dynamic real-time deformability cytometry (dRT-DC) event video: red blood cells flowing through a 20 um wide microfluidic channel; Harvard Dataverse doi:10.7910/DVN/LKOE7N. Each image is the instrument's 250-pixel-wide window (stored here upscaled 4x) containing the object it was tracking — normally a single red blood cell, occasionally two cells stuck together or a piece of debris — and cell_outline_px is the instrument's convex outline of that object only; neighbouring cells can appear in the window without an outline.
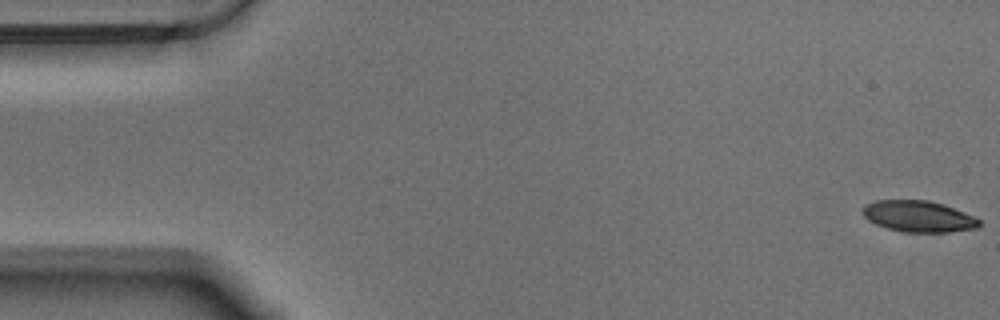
{"species": "Egyptian fruit bat (a non-hibernating species)", "species_latin": "Rousettus aegyptiacus", "temperature_condition": "warm", "stored_images_in_passage": 57, "camera_frame_rate_fps": 3000, "um_per_image_px": 0.085, "animal": {"sex": "male"}, "frame": {"image": 1, "passage_image": 1, "time_ms": 0.0, "image_size_px": [1000, 320], "cell_outline_px": [[980, 224], [976, 228], [948, 232], [904, 232], [888, 228], [876, 224], [868, 220], [864, 216], [864, 208], [868, 204], [876, 200], [928, 200], [944, 204], [964, 212], [980, 220]], "centroid_in_image_um": [78.09, 18.39], "position_along_channel_um": 6.9, "area_um2": 20.98}}
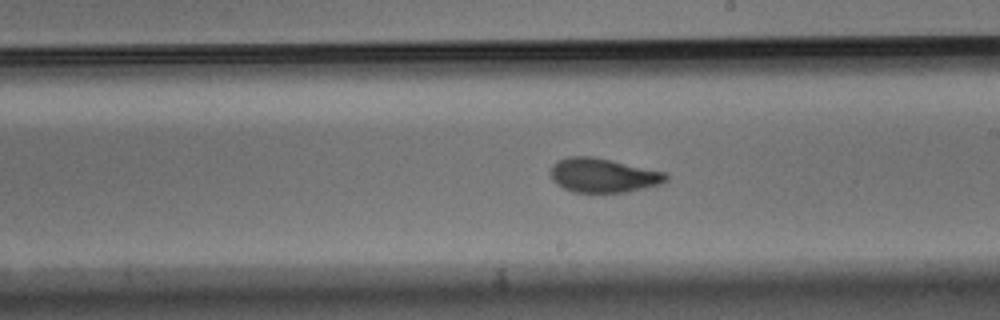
{"frame": {"image": 2, "passage_image": 32, "time_ms": 10.333, "image_size_px": [1000, 320], "cell_outline_px": [[668, 180], [660, 184], [644, 188], [624, 192], [572, 192], [556, 184], [552, 180], [552, 164], [556, 160], [568, 156], [592, 156], [664, 172], [668, 176]], "centroid_in_image_um": [51.23, 14.9], "position_along_channel_um": 237.8, "area_um2": 22.83}}
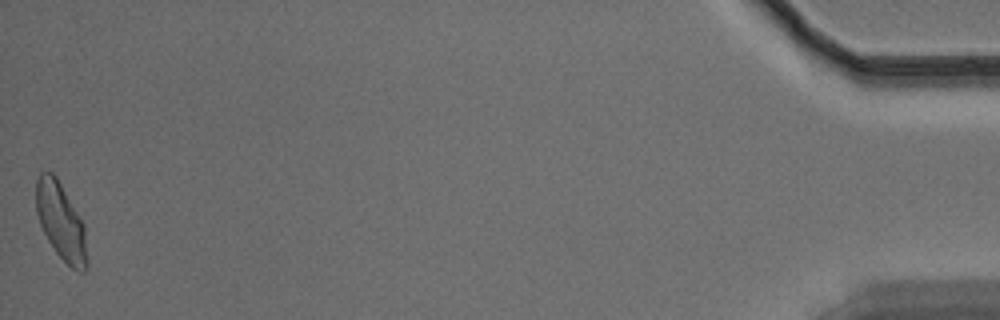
{"frame": {"image": 3, "passage_image": 57, "time_ms": 18.667, "image_size_px": [1000, 320], "cell_outline_px": [[88, 268], [84, 272], [80, 272], [72, 268], [56, 252], [48, 240], [40, 224], [36, 212], [36, 180], [40, 172], [52, 172], [56, 176], [84, 224], [88, 260]], "centroid_in_image_um": [5.19, 18.85], "position_along_channel_um": 430.0, "area_um2": 22.77}, "authors_computed_cell_mechanics": {"area_um2": 22.7154, "velocity_mm_per_s": 3.5105, "shape_relaxation_time_tau1_ms": 6.192, "shape_relaxation_time_tau2_ms": 1.1492, "deformation_change_tau1": 0.1785, "deformation_change_tau2": 0.0615}}